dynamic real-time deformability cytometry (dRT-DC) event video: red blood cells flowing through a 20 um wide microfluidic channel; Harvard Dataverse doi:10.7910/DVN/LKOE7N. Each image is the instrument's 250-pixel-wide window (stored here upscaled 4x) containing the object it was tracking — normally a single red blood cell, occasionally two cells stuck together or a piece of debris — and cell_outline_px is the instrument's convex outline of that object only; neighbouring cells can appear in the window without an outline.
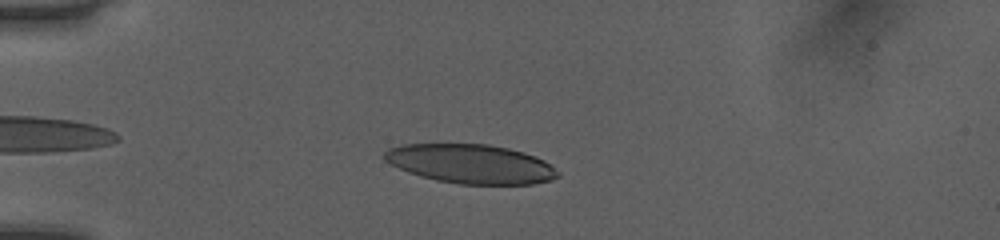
{"species": "human", "species_latin": "Homo sapiens", "temperature_condition": "room temperature", "stored_images_in_passage": 38, "camera_frame_rate_fps": 3000, "um_per_image_px": 0.085, "donor": {"sex": "female"}, "frame": {"image": 1, "passage_image": 6, "time_ms": 1.667, "image_size_px": [1000, 240], "cell_outline_px": [[560, 176], [552, 180], [532, 184], [460, 184], [436, 180], [420, 176], [408, 172], [384, 160], [384, 152], [388, 148], [400, 144], [488, 144], [508, 148], [524, 152], [536, 156], [544, 160], [560, 172]], "centroid_in_image_um": [40.04, 13.93], "position_along_channel_um": 45.0, "area_um2": 39.65}}
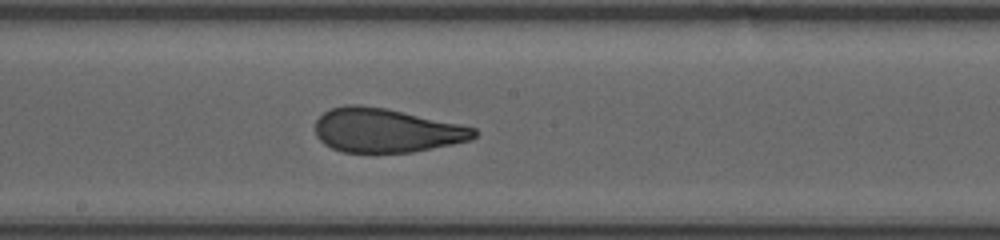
{"frame": {"image": 2, "passage_image": 21, "time_ms": 6.667, "image_size_px": [1000, 240], "cell_outline_px": [[476, 136], [472, 140], [412, 152], [340, 152], [324, 144], [316, 136], [316, 120], [328, 108], [344, 104], [360, 104], [384, 108], [460, 124], [476, 128]], "centroid_in_image_um": [32.79, 11.08], "position_along_channel_um": 215.4, "area_um2": 40.75}}
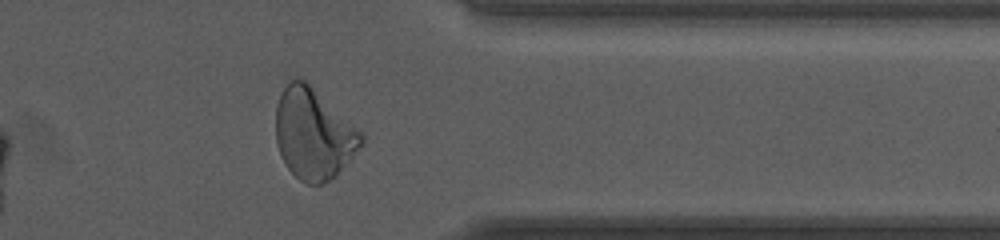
{"frame": {"image": 3, "passage_image": 34, "time_ms": 11.0, "image_size_px": [1000, 240], "cell_outline_px": [[364, 140], [352, 156], [336, 176], [324, 184], [308, 184], [300, 180], [288, 168], [280, 156], [276, 144], [276, 104], [280, 92], [288, 80], [304, 80], [360, 132], [364, 136]], "centroid_in_image_um": [26.59, 11.41], "position_along_channel_um": 384.8, "area_um2": 44.39}, "authors_computed_cell_mechanics": {"area_um2": 41.3559, "velocity_mm_per_s": 4.0739, "shape_relaxation_time_tau1_ms": 7.0866, "shape_relaxation_time_tau2_ms": 1.1133, "deformation_change_tau1": 0.2551, "deformation_change_tau2": 0.0927}}